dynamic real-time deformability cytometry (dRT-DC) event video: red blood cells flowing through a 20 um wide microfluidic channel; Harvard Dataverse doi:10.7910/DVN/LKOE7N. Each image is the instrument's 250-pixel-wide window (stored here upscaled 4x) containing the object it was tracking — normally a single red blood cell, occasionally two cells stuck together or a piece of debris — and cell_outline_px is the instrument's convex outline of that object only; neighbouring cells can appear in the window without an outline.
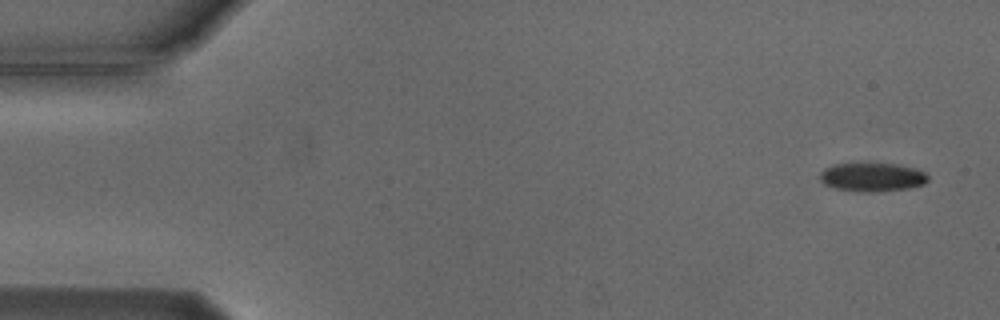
{"species": "Egyptian fruit bat (a non-hibernating species)", "species_latin": "Rousettus aegyptiacus", "temperature_condition": "cold", "stored_images_in_passage": 4, "camera_frame_rate_fps": 3000, "um_per_image_px": 0.085, "animal": {"sex": "male"}, "frame": {"image": 1, "passage_image": 1, "time_ms": 0.0, "image_size_px": [1000, 320], "cell_outline_px": [[928, 180], [924, 184], [908, 188], [880, 192], [856, 192], [832, 188], [824, 184], [820, 180], [820, 172], [824, 168], [832, 164], [896, 164], [916, 168], [924, 172], [928, 176]], "centroid_in_image_um": [74.11, 15.07], "position_along_channel_um": 10.9, "area_um2": 18.26}}
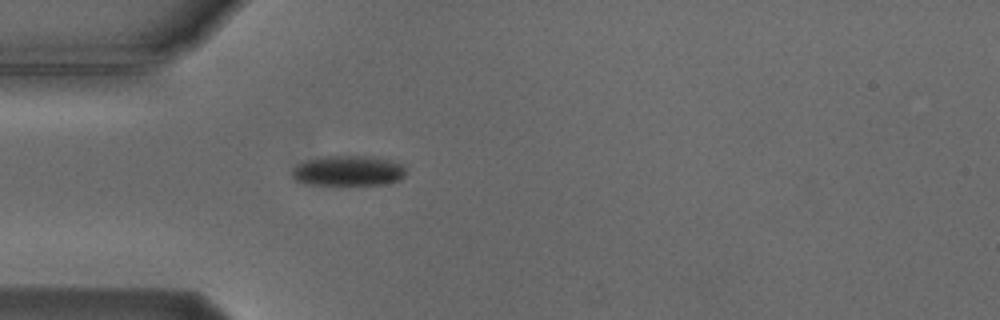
{"frame": {"image": 2, "passage_image": 4, "time_ms": 4.333, "image_size_px": [1000, 320], "cell_outline_px": [[404, 176], [400, 180], [388, 184], [340, 188], [308, 184], [296, 180], [292, 176], [292, 172], [300, 164], [324, 156], [364, 156], [388, 160], [400, 164], [404, 168]], "centroid_in_image_um": [29.62, 14.6], "position_along_channel_um": 55.4, "area_um2": 20.58}}